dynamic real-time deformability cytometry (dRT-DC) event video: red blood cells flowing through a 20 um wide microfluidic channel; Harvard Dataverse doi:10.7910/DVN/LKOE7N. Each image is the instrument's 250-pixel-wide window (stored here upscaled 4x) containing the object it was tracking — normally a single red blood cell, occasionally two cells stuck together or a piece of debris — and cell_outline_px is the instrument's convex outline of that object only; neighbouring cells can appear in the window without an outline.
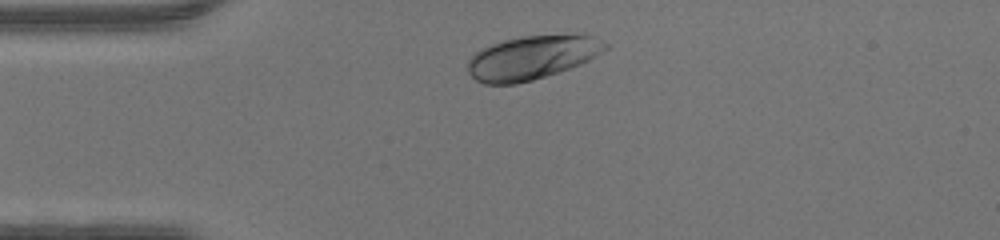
{"species": "human", "species_latin": "Homo sapiens", "temperature_condition": "warm", "stored_images_in_passage": 29, "camera_frame_rate_fps": 3000, "um_per_image_px": 0.085, "donor": {"sex": "male"}, "frame": {"image": 1, "passage_image": 1, "time_ms": 0.0, "image_size_px": [1000, 240], "cell_outline_px": [[608, 48], [588, 60], [580, 64], [532, 80], [516, 84], [484, 84], [476, 80], [468, 72], [468, 60], [480, 48], [504, 40], [524, 36], [592, 36], [608, 44]], "centroid_in_image_um": [45.15, 4.91], "position_along_channel_um": 39.8, "area_um2": 34.28}}
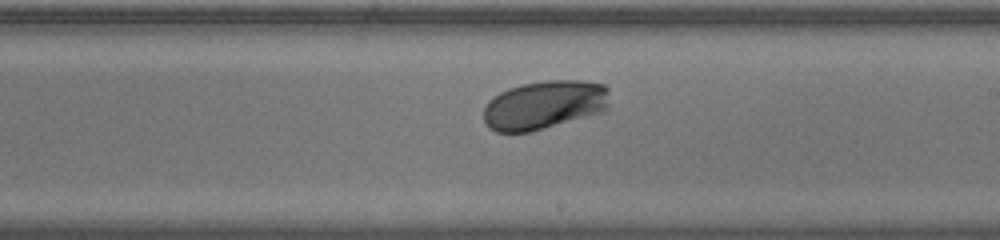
{"frame": {"image": 2, "passage_image": 17, "time_ms": 5.333, "image_size_px": [1000, 240], "cell_outline_px": [[608, 108], [604, 112], [532, 132], [496, 132], [488, 128], [484, 120], [484, 108], [488, 100], [500, 92], [508, 88], [520, 84], [544, 80], [588, 80], [604, 84], [608, 88]], "centroid_in_image_um": [46.28, 8.91], "position_along_channel_um": 242.7, "area_um2": 36.47}}
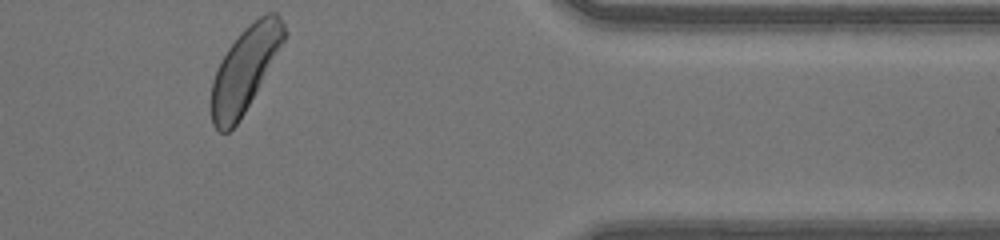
{"frame": {"image": 3, "passage_image": 29, "time_ms": 9.333, "image_size_px": [1000, 240], "cell_outline_px": [[288, 32], [284, 40], [256, 92], [244, 112], [236, 124], [228, 132], [220, 132], [212, 124], [212, 80], [220, 60], [228, 48], [240, 32], [248, 24], [264, 12], [276, 12], [280, 16]], "centroid_in_image_um": [20.82, 5.83], "position_along_channel_um": 390.6, "area_um2": 35.32}}